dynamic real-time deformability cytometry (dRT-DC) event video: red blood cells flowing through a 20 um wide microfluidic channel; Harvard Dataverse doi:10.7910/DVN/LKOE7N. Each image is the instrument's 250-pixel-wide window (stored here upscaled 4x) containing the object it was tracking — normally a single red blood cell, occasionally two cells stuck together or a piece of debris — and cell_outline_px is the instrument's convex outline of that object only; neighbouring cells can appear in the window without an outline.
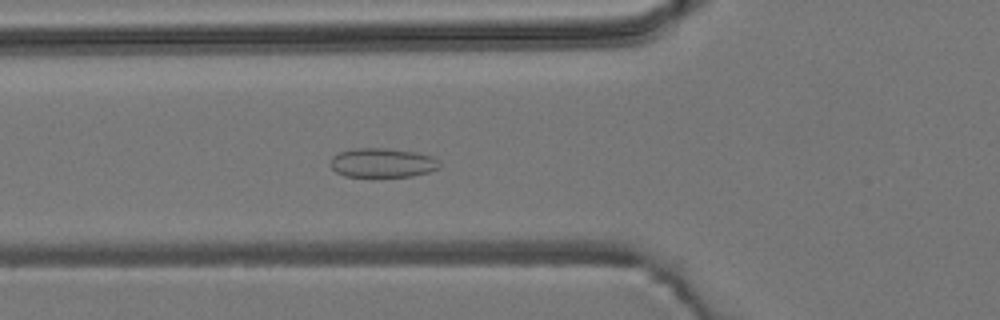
{"species": "common noctule bat (a hibernating species)", "species_latin": "Nyctalus noctula", "temperature_condition": "room temperature", "stored_images_in_passage": 22, "camera_frame_rate_fps": 3000, "um_per_image_px": 0.085, "animal": {"sex": "male", "body_mass_g": 19.2, "forearm_length_mm": 51.8}, "frame": {"image": 1, "passage_image": 12, "time_ms": 3.667, "image_size_px": [1000, 320], "cell_outline_px": [[440, 168], [428, 172], [412, 176], [344, 176], [336, 172], [332, 168], [332, 156], [340, 152], [356, 148], [388, 148], [416, 152], [432, 156], [440, 164]], "centroid_in_image_um": [32.52, 13.83], "position_along_channel_um": 93.3, "area_um2": 18.44}}
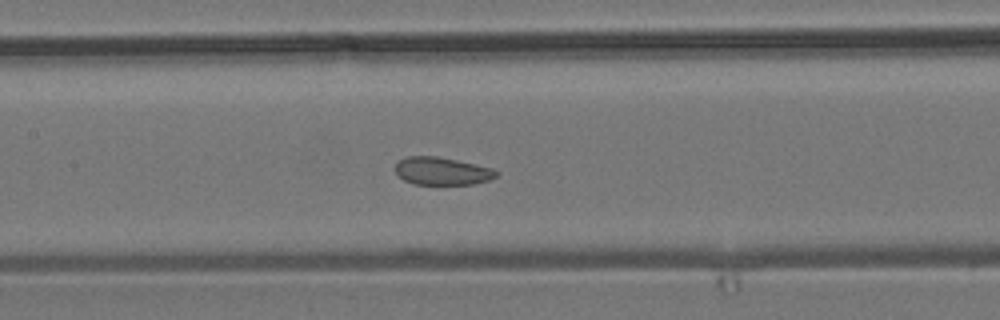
{"frame": {"image": 2, "passage_image": 18, "time_ms": 5.667, "image_size_px": [1000, 320], "cell_outline_px": [[500, 172], [496, 176], [488, 180], [472, 184], [412, 184], [396, 176], [396, 164], [400, 160], [408, 156], [436, 156], [456, 160], [492, 168]], "centroid_in_image_um": [37.55, 14.55], "position_along_channel_um": 169.9, "area_um2": 16.24}}
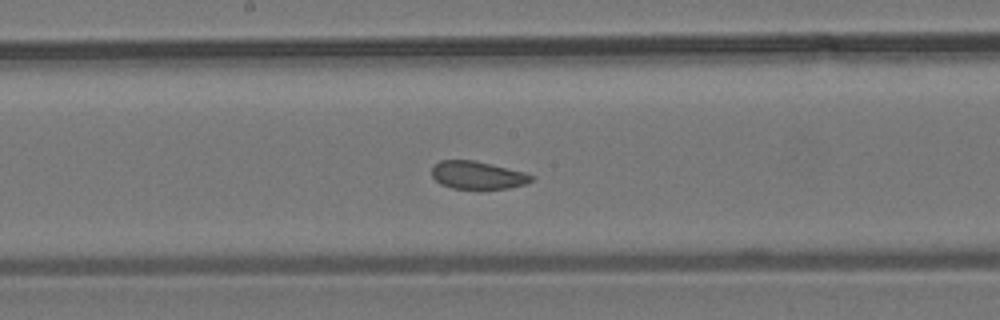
{"frame": {"image": 3, "passage_image": 21, "time_ms": 6.667, "image_size_px": [1000, 320], "cell_outline_px": [[532, 180], [528, 184], [508, 188], [452, 188], [440, 184], [432, 176], [432, 168], [440, 160], [472, 160], [524, 172], [532, 176]], "centroid_in_image_um": [40.57, 14.89], "position_along_channel_um": 207.6, "area_um2": 15.84}}